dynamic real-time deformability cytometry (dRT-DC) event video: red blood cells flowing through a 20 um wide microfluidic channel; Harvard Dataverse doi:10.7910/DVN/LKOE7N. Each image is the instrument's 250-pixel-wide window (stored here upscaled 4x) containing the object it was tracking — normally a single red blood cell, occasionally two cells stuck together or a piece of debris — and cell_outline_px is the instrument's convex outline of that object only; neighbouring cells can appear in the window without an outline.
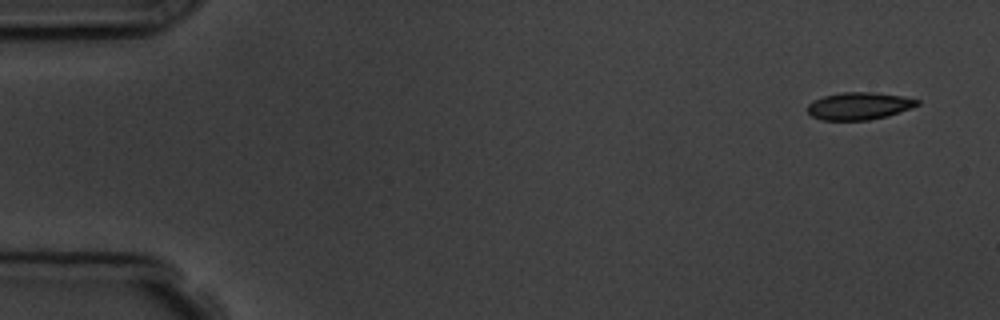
{"species": "common noctule bat (a hibernating species)", "species_latin": "Nyctalus noctula", "temperature_condition": "room temperature", "stored_images_in_passage": 4, "camera_frame_rate_fps": 3000, "um_per_image_px": 0.085, "animal": {"sex": "male", "body_mass_g": 19.5, "forearm_length_mm": 54.6}, "frame": {"image": 1, "passage_image": 1, "time_ms": 0.0, "image_size_px": [1000, 320], "cell_outline_px": [[920, 104], [912, 108], [888, 116], [868, 120], [820, 120], [812, 116], [808, 112], [808, 104], [812, 100], [824, 96], [844, 92], [872, 92], [900, 96], [920, 100]], "centroid_in_image_um": [73.02, 9.01], "position_along_channel_um": 12.0, "area_um2": 17.51}}
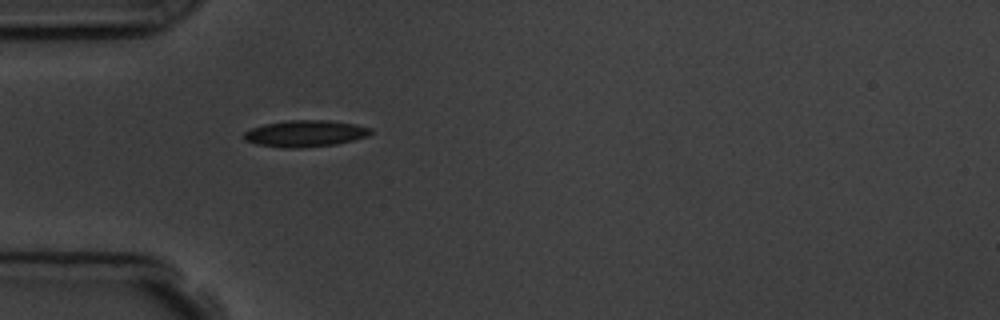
{"frame": {"image": 2, "passage_image": 4, "time_ms": 4.333, "image_size_px": [1000, 320], "cell_outline_px": [[372, 132], [368, 136], [336, 144], [300, 148], [284, 148], [256, 144], [244, 140], [244, 132], [252, 128], [264, 124], [288, 120], [328, 120], [356, 124], [372, 128]], "centroid_in_image_um": [25.95, 11.35], "position_along_channel_um": 59.1, "area_um2": 19.65}}